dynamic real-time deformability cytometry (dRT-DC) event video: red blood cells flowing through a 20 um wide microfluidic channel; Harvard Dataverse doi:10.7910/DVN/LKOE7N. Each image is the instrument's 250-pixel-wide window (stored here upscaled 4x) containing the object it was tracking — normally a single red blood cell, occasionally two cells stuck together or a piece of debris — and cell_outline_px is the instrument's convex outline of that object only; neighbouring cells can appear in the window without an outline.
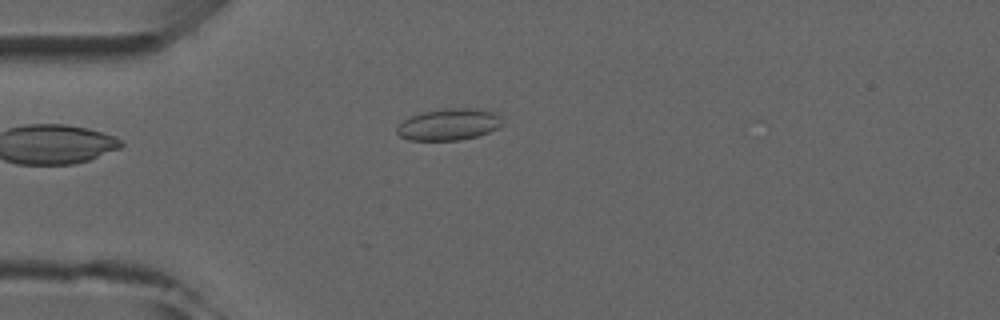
{"species": "common noctule bat (a hibernating species)", "species_latin": "Nyctalus noctula", "temperature_condition": "room temperature", "stored_images_in_passage": 6, "camera_frame_rate_fps": 3000, "um_per_image_px": 0.085, "animal": {"sex": "male", "forearm_length_mm": 52.5}, "frame": {"image": 1, "passage_image": 5, "time_ms": 5.333, "image_size_px": [1000, 320], "cell_outline_px": [[500, 124], [496, 128], [488, 132], [476, 136], [460, 140], [408, 140], [400, 136], [396, 132], [396, 128], [404, 120], [412, 116], [424, 112], [444, 108], [480, 108], [492, 112], [500, 116]], "centroid_in_image_um": [38.12, 10.57], "position_along_channel_um": 46.9, "area_um2": 19.19}}